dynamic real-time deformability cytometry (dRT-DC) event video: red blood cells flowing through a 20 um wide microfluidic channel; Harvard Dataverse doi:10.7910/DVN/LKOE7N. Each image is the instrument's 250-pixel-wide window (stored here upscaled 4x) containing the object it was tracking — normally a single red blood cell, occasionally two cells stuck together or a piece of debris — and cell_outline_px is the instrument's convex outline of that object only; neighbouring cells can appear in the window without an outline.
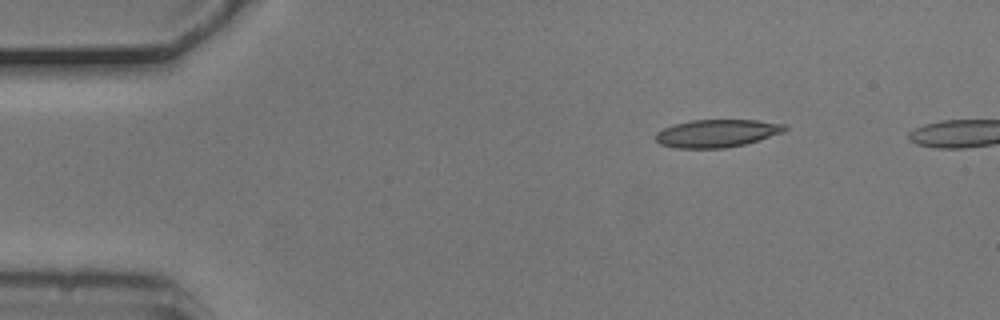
{"species": "common noctule bat (a hibernating species)", "species_latin": "Nyctalus noctula", "temperature_condition": "cold", "stored_images_in_passage": 3, "camera_frame_rate_fps": 3000, "um_per_image_px": 0.085, "animal": {"sex": "male", "body_mass_g": 20.5, "forearm_length_mm": 52.5}, "frame": {"image": 1, "passage_image": 1, "time_ms": 0.0, "image_size_px": [1000, 320], "cell_outline_px": [[788, 128], [784, 132], [744, 144], [724, 148], [676, 148], [660, 144], [656, 140], [656, 132], [672, 124], [692, 120], [756, 120], [788, 124]], "centroid_in_image_um": [60.94, 11.32], "position_along_channel_um": 24.1, "area_um2": 20.92}}